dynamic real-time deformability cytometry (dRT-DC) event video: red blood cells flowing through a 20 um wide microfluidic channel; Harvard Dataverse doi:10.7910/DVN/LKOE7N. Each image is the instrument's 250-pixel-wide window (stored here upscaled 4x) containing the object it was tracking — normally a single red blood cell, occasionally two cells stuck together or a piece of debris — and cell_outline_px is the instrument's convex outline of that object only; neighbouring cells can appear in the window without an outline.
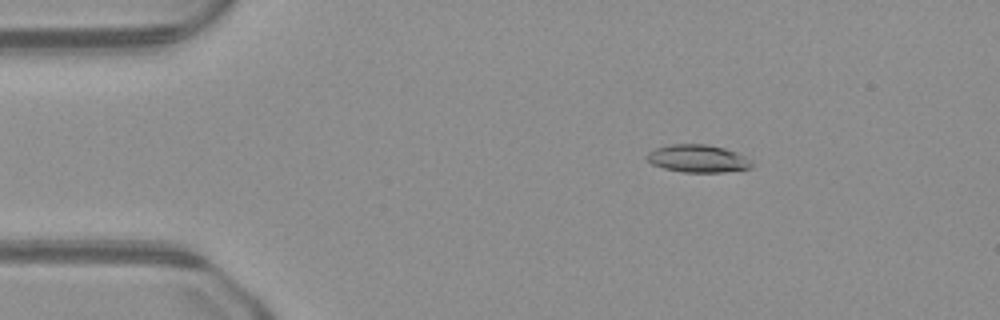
{"species": "common noctule bat (a hibernating species)", "species_latin": "Nyctalus noctula", "temperature_condition": "warm", "stored_images_in_passage": 49, "camera_frame_rate_fps": 3000, "um_per_image_px": 0.085, "animal": {"sex": "male", "body_mass_g": 23.1, "forearm_length_mm": 52.7}, "frame": {"image": 1, "passage_image": 8, "time_ms": 2.333, "image_size_px": [1000, 320], "cell_outline_px": [[752, 168], [724, 172], [684, 172], [664, 168], [652, 164], [644, 156], [648, 152], [656, 148], [668, 144], [704, 144], [724, 148], [736, 152], [752, 160]], "centroid_in_image_um": [59.31, 13.47], "position_along_channel_um": 25.7, "area_um2": 16.94}}
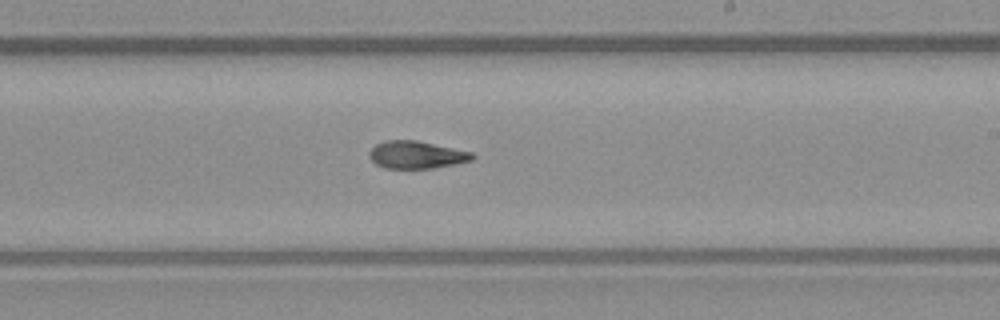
{"frame": {"image": 2, "passage_image": 29, "time_ms": 9.333, "image_size_px": [1000, 320], "cell_outline_px": [[476, 156], [472, 160], [456, 164], [432, 168], [384, 168], [376, 164], [368, 156], [368, 152], [376, 144], [384, 140], [416, 140], [472, 152]], "centroid_in_image_um": [35.39, 13.15], "position_along_channel_um": 253.6, "area_um2": 16.53}}
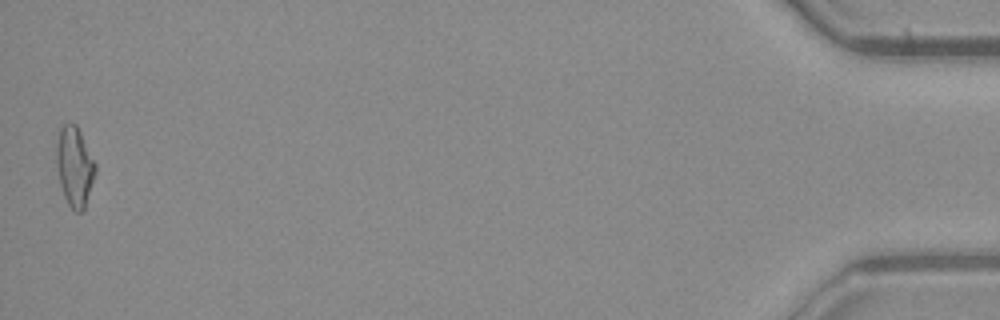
{"frame": {"image": 3, "passage_image": 49, "time_ms": 16.0, "image_size_px": [1000, 320], "cell_outline_px": [[96, 172], [84, 208], [80, 212], [76, 212], [68, 204], [64, 196], [60, 184], [56, 164], [56, 144], [60, 128], [64, 124], [76, 124], [96, 164]], "centroid_in_image_um": [6.33, 14.15], "position_along_channel_um": 428.9, "area_um2": 17.86}}